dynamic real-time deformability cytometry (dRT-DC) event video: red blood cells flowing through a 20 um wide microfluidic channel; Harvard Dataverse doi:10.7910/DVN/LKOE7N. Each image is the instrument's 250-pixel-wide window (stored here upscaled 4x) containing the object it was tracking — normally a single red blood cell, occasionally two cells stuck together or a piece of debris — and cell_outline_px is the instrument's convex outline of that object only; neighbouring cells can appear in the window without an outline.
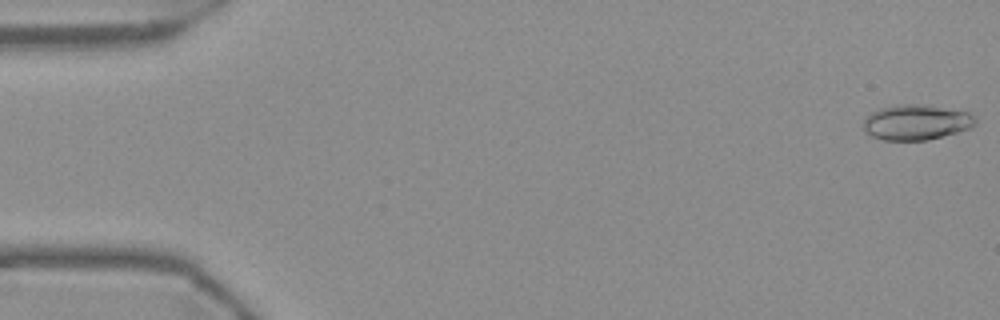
{"species": "Egyptian fruit bat (a non-hibernating species)", "species_latin": "Rousettus aegyptiacus", "temperature_condition": "warm", "stored_images_in_passage": 55, "camera_frame_rate_fps": 3000, "um_per_image_px": 0.085, "frame": {"image": 1, "passage_image": 1, "time_ms": 0.0, "image_size_px": [1000, 320], "cell_outline_px": [[976, 124], [972, 128], [928, 140], [880, 140], [864, 132], [864, 116], [880, 108], [896, 104], [924, 104], [968, 112], [976, 120]], "centroid_in_image_um": [77.85, 10.39], "position_along_channel_um": 7.1, "area_um2": 23.24}}
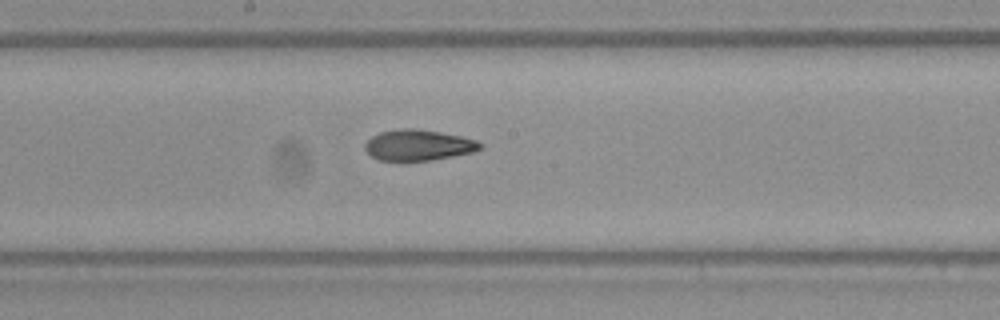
{"frame": {"image": 2, "passage_image": 29, "time_ms": 9.333, "image_size_px": [1000, 320], "cell_outline_px": [[484, 148], [472, 152], [432, 160], [380, 160], [372, 156], [364, 148], [364, 144], [372, 136], [380, 132], [400, 128], [416, 128], [440, 132], [460, 136], [476, 140], [484, 144]], "centroid_in_image_um": [35.58, 12.32], "position_along_channel_um": 212.6, "area_um2": 20.63}}
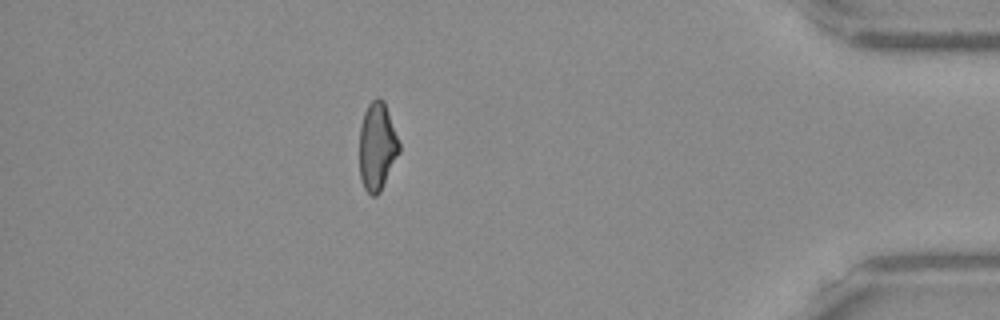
{"frame": {"image": 3, "passage_image": 48, "time_ms": 15.667, "image_size_px": [1000, 320], "cell_outline_px": [[400, 152], [380, 192], [376, 196], [372, 196], [364, 188], [360, 180], [360, 124], [364, 112], [368, 104], [376, 96], [380, 96], [384, 100], [400, 144]], "centroid_in_image_um": [32.05, 12.43], "position_along_channel_um": 403.1, "area_um2": 20.52}, "authors_computed_cell_mechanics": {"area_um2": 21.2126, "velocity_mm_per_s": 3.7394, "shape_relaxation_time_tau1_ms": 7.5171, "shape_relaxation_time_tau2_ms": 3.4916, "deformation_change_tau1": 0.1923, "deformation_change_tau2": 0.1039}}